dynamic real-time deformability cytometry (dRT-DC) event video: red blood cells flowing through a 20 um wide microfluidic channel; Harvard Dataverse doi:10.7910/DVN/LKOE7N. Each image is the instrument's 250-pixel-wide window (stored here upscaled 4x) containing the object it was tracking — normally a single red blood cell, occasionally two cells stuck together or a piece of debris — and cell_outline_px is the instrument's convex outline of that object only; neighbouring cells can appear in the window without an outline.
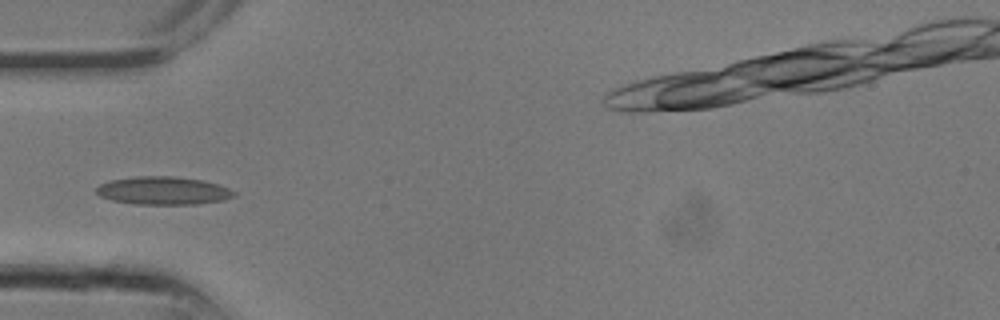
{"species": "common noctule bat (a hibernating species)", "species_latin": "Nyctalus noctula", "temperature_condition": "room temperature", "stored_images_in_passage": 9, "camera_frame_rate_fps": 3000, "um_per_image_px": 0.085, "animal": {"sex": "male", "body_mass_g": 13.3}, "frame": {"image": 1, "passage_image": 8, "time_ms": 2.333, "image_size_px": [1000, 320], "cell_outline_px": [[236, 196], [224, 200], [196, 204], [136, 204], [112, 200], [100, 196], [96, 192], [96, 188], [100, 184], [108, 180], [136, 176], [176, 176], [200, 180], [220, 184], [236, 192]], "centroid_in_image_um": [13.88, 16.2], "position_along_channel_um": 71.1, "area_um2": 22.6}}